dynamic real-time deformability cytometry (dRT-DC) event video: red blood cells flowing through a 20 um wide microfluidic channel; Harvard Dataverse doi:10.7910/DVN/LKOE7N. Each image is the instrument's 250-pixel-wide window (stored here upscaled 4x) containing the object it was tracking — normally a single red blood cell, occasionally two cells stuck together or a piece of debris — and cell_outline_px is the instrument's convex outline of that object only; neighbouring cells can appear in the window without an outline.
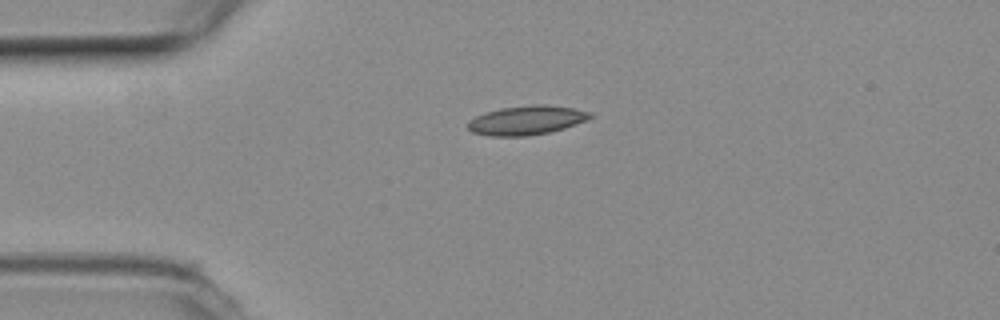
{"species": "common noctule bat (a hibernating species)", "species_latin": "Nyctalus noctula", "temperature_condition": "room temperature", "stored_images_in_passage": 3, "camera_frame_rate_fps": 3000, "um_per_image_px": 0.085, "animal": {"sex": "female", "body_mass_g": 19.3, "forearm_length_mm": 54.1}, "frame": {"image": 1, "passage_image": 1, "time_ms": 0.0, "image_size_px": [1000, 320], "cell_outline_px": [[592, 116], [588, 120], [564, 128], [548, 132], [528, 136], [492, 136], [472, 132], [468, 128], [468, 120], [484, 112], [500, 108], [532, 104], [548, 104], [572, 108], [592, 112]], "centroid_in_image_um": [44.76, 10.21], "position_along_channel_um": 40.2, "area_um2": 20.87}}
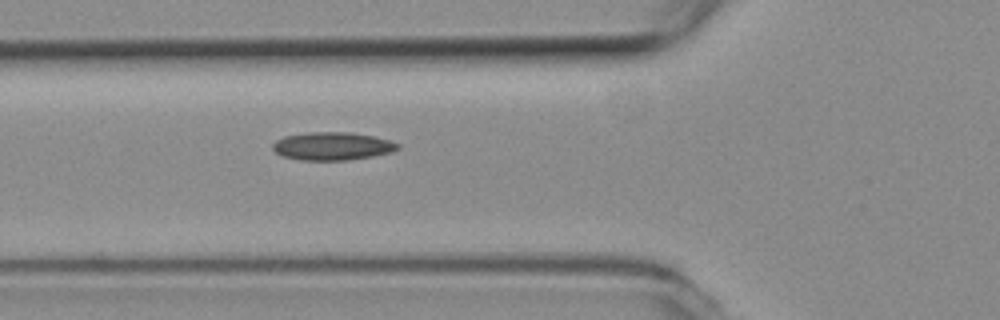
{"frame": {"image": 2, "passage_image": 3, "time_ms": 0.667, "image_size_px": [1000, 320], "cell_outline_px": [[400, 148], [392, 152], [372, 156], [348, 160], [300, 160], [284, 156], [276, 152], [272, 148], [272, 144], [276, 140], [284, 136], [308, 132], [352, 132], [372, 136], [388, 140], [400, 144]], "centroid_in_image_um": [28.25, 12.42], "position_along_channel_um": 97.6, "area_um2": 20.4}}